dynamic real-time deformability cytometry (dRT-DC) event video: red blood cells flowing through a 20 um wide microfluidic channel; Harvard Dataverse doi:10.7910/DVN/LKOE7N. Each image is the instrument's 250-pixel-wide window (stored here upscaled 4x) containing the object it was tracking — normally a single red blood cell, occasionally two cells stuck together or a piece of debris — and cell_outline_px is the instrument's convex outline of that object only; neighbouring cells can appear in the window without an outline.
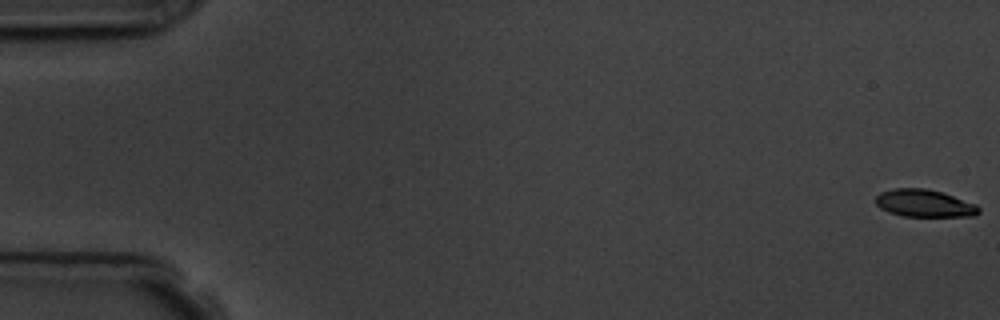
{"species": "common noctule bat (a hibernating species)", "species_latin": "Nyctalus noctula", "temperature_condition": "room temperature", "stored_images_in_passage": 11, "camera_frame_rate_fps": 3000, "um_per_image_px": 0.085, "animal": {"sex": "male", "body_mass_g": 19.5, "forearm_length_mm": 54.6}, "frame": {"image": 1, "passage_image": 1, "time_ms": 0.0, "image_size_px": [1000, 320], "cell_outline_px": [[980, 212], [976, 216], [900, 216], [888, 212], [880, 208], [876, 204], [876, 196], [880, 192], [892, 188], [924, 188], [944, 192], [976, 204], [980, 208]], "centroid_in_image_um": [78.57, 17.27], "position_along_channel_um": 6.4, "area_um2": 16.7}}
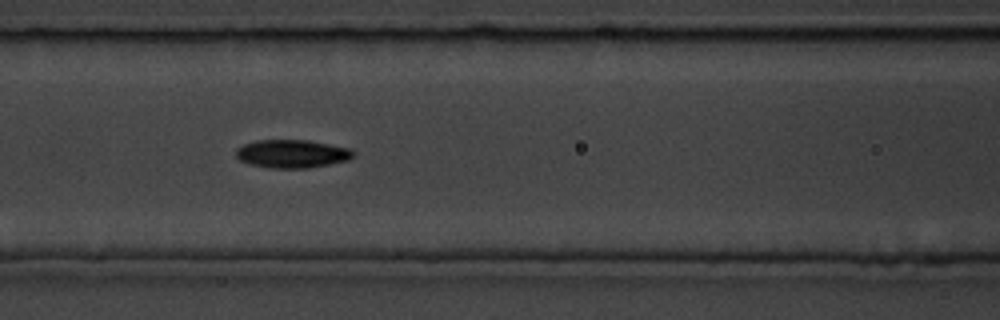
{"frame": {"image": 2, "passage_image": 7, "time_ms": 7.667, "image_size_px": [1000, 320], "cell_outline_px": [[356, 152], [348, 160], [308, 168], [268, 168], [248, 164], [240, 160], [236, 156], [236, 148], [244, 144], [256, 140], [308, 140], [348, 148]], "centroid_in_image_um": [24.78, 13.07], "position_along_channel_um": 141.8, "area_um2": 19.25}}
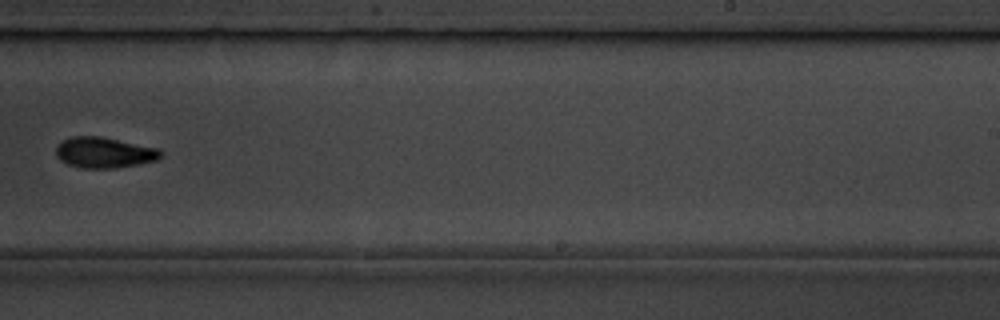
{"frame": {"image": 3, "passage_image": 10, "time_ms": 11.333, "image_size_px": [1000, 320], "cell_outline_px": [[160, 156], [156, 160], [116, 168], [84, 168], [68, 164], [60, 160], [56, 156], [56, 144], [72, 136], [104, 136], [160, 148]], "centroid_in_image_um": [8.84, 12.95], "position_along_channel_um": 280.2, "area_um2": 18.84}}